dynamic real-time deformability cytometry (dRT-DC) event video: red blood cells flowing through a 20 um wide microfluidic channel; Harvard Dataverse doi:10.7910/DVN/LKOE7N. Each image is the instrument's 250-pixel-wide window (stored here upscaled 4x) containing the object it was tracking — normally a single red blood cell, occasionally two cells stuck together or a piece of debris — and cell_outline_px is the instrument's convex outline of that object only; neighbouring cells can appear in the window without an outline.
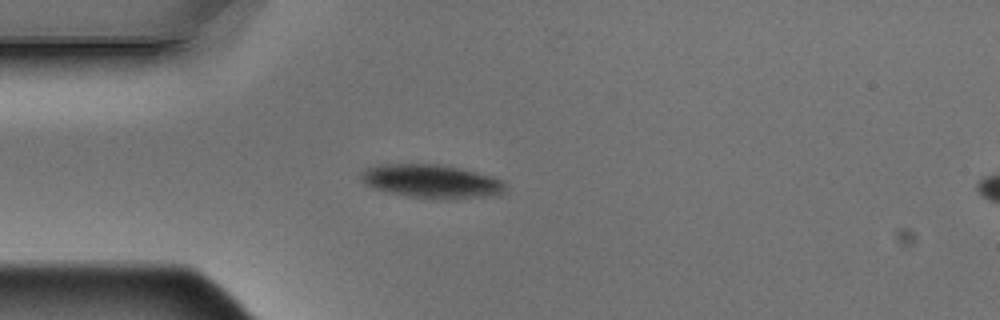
{"species": "Egyptian fruit bat (a non-hibernating species)", "species_latin": "Rousettus aegyptiacus", "temperature_condition": "warm", "stored_images_in_passage": 4, "camera_frame_rate_fps": 3000, "um_per_image_px": 0.085, "animal": {"sex": "male"}, "frame": {"image": 1, "passage_image": 4, "time_ms": 1.0, "image_size_px": [1000, 320], "cell_outline_px": [[504, 192], [496, 196], [448, 200], [440, 200], [404, 196], [372, 188], [364, 184], [360, 180], [360, 172], [364, 168], [376, 164], [440, 164], [476, 172], [492, 176], [504, 180]], "centroid_in_image_um": [36.65, 15.43], "position_along_channel_um": 48.4, "area_um2": 28.96}}